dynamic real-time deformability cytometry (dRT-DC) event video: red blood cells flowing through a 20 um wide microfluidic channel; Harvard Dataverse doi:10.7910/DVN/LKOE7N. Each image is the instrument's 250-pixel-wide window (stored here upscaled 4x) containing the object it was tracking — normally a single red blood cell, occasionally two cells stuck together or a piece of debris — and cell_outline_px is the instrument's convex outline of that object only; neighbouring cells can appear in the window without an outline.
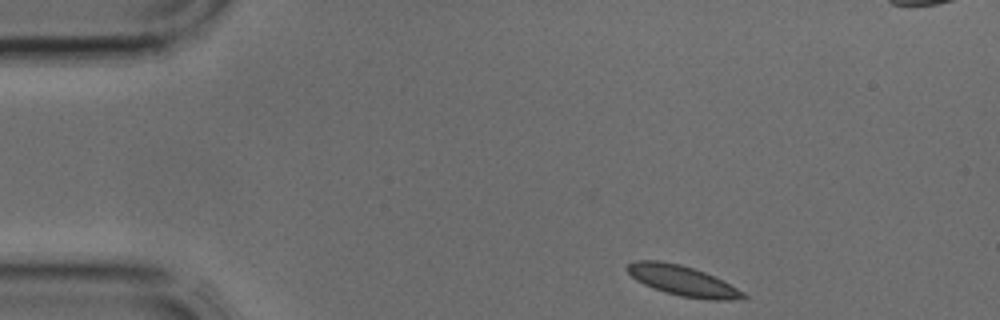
{"species": "common noctule bat (a hibernating species)", "species_latin": "Nyctalus noctula", "temperature_condition": "cold", "stored_images_in_passage": 4, "camera_frame_rate_fps": 3000, "um_per_image_px": 0.085, "animal": {"sex": "male", "body_mass_g": 17.9, "forearm_length_mm": 54.2}, "frame": {"image": 1, "passage_image": 1, "time_ms": 0.0, "image_size_px": [1000, 320], "cell_outline_px": [[748, 300], [708, 300], [680, 296], [664, 292], [644, 284], [636, 280], [624, 268], [632, 260], [660, 260], [680, 264], [704, 272], [744, 292], [748, 296]], "centroid_in_image_um": [58.01, 23.87], "position_along_channel_um": 27.0, "area_um2": 20.46}}